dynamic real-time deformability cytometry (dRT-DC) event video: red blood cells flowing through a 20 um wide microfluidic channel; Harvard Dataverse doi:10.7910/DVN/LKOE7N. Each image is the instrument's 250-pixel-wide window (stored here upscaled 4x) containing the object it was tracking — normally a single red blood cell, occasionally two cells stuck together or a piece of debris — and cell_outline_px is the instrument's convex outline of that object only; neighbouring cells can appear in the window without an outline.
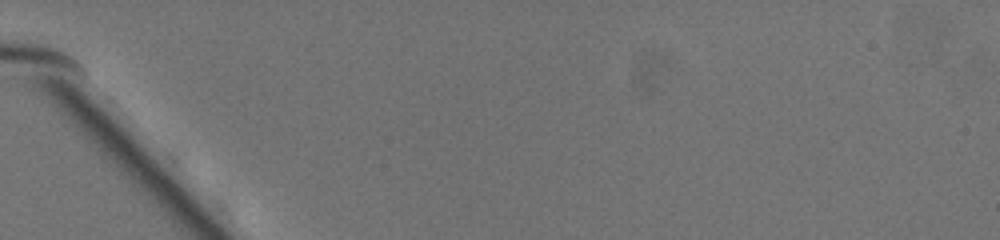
{"species": "common noctule bat (a hibernating species)", "species_latin": "Nyctalus noctula", "temperature_condition": "warm", "stored_images_in_passage": 5, "camera_frame_rate_fps": 3000, "um_per_image_px": 0.085, "animal": {"sex": "female", "body_mass_g": 19.5, "forearm_length_mm": 54.1}, "frame": {"image": 1, "passage_image": 2, "time_ms": 0.333, "image_size_px": [1000, 240], "cell_outline_px": [[276, 128], [260, 140], [248, 132], [240, 124], [228, 104], [240, 88], [244, 88], [256, 92], [260, 96]], "centroid_in_image_um": [21.41, 9.62], "position_along_channel_um": 63.6, "area_um2": 10.23}}